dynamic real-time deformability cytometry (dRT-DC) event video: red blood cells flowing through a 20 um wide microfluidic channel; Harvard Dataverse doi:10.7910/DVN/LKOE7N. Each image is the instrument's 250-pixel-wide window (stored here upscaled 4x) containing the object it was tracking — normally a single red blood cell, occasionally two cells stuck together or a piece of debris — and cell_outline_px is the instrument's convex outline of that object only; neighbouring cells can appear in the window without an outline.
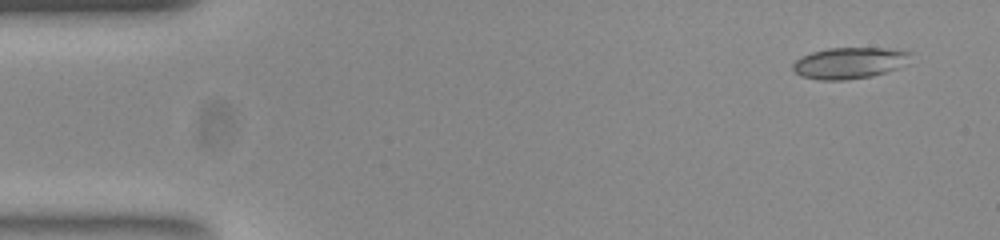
{"species": "common noctule bat (a hibernating species)", "species_latin": "Nyctalus noctula", "temperature_condition": "room temperature", "stored_images_in_passage": 50, "camera_frame_rate_fps": 3000, "um_per_image_px": 0.085, "animal": {"sex": "female", "body_mass_g": 23.0, "forearm_length_mm": 53.4}, "frame": {"image": 1, "passage_image": 1, "time_ms": 0.0, "image_size_px": [1000, 240], "cell_outline_px": [[912, 52], [896, 68], [872, 76], [844, 80], [820, 80], [800, 76], [792, 68], [792, 64], [796, 60], [812, 52], [828, 48], [884, 48]], "centroid_in_image_um": [72.1, 5.36], "position_along_channel_um": 12.9, "area_um2": 20.92}}
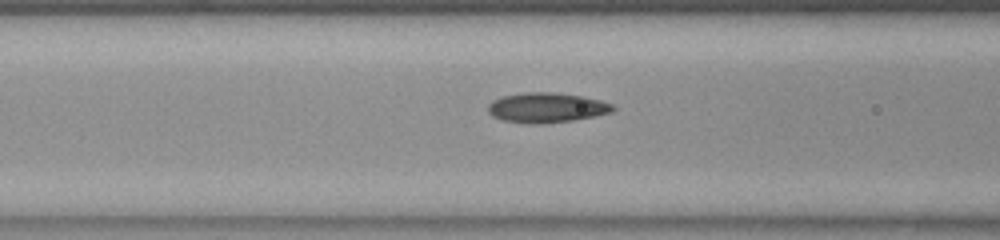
{"frame": {"image": 2, "passage_image": 18, "time_ms": 5.667, "image_size_px": [1000, 240], "cell_outline_px": [[616, 108], [612, 112], [572, 120], [532, 124], [504, 120], [492, 116], [488, 112], [488, 104], [492, 100], [504, 96], [524, 92], [556, 92], [584, 96], [600, 100], [612, 104]], "centroid_in_image_um": [46.45, 9.13], "position_along_channel_um": 120.1, "area_um2": 21.62}}
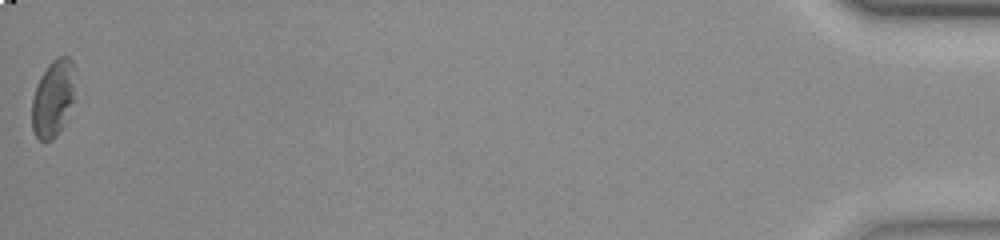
{"frame": {"image": 3, "passage_image": 50, "time_ms": 16.333, "image_size_px": [1000, 240], "cell_outline_px": [[76, 72], [72, 100], [64, 124], [60, 132], [52, 140], [40, 140], [36, 136], [32, 128], [32, 100], [36, 84], [40, 76], [48, 64], [56, 56], [68, 56], [72, 60], [76, 68]], "centroid_in_image_um": [4.52, 8.31], "position_along_channel_um": 430.7, "area_um2": 19.59}, "authors_computed_cell_mechanics": {"area_um2": 20.9525, "velocity_mm_per_s": 3.8751, "shape_relaxation_time_tau1_ms": 5.7899, "shape_relaxation_time_tau2_ms": 3.4761, "deformation_change_tau1": 0.1503, "deformation_change_tau2": 0.0896}}